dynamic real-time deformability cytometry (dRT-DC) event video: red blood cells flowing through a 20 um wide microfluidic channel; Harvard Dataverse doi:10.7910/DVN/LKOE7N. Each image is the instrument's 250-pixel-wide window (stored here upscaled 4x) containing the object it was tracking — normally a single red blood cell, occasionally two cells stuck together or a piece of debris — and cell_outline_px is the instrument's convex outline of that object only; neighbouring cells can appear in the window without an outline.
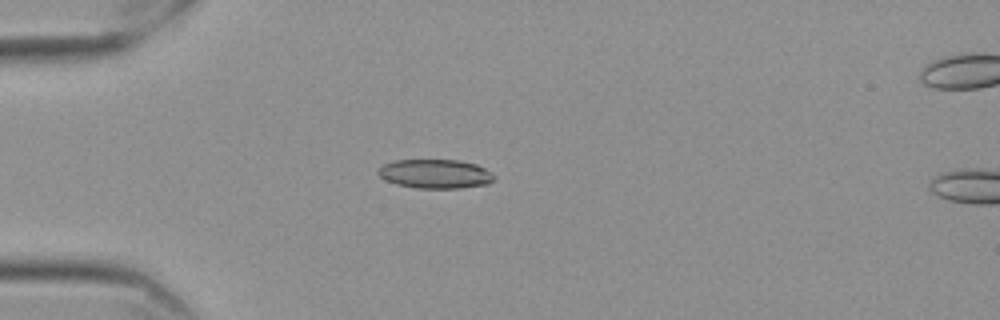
{"species": "Egyptian fruit bat (a non-hibernating species)", "species_latin": "Rousettus aegyptiacus", "temperature_condition": "cold", "stored_images_in_passage": 19, "camera_frame_rate_fps": 3000, "um_per_image_px": 0.085, "frame": {"image": 1, "passage_image": 16, "time_ms": 5.0, "image_size_px": [1000, 320], "cell_outline_px": [[496, 176], [488, 184], [460, 188], [416, 188], [396, 184], [384, 180], [376, 172], [384, 164], [396, 160], [460, 160], [476, 164], [484, 168]], "centroid_in_image_um": [36.99, 14.78], "position_along_channel_um": 48.0, "area_um2": 19.65}}